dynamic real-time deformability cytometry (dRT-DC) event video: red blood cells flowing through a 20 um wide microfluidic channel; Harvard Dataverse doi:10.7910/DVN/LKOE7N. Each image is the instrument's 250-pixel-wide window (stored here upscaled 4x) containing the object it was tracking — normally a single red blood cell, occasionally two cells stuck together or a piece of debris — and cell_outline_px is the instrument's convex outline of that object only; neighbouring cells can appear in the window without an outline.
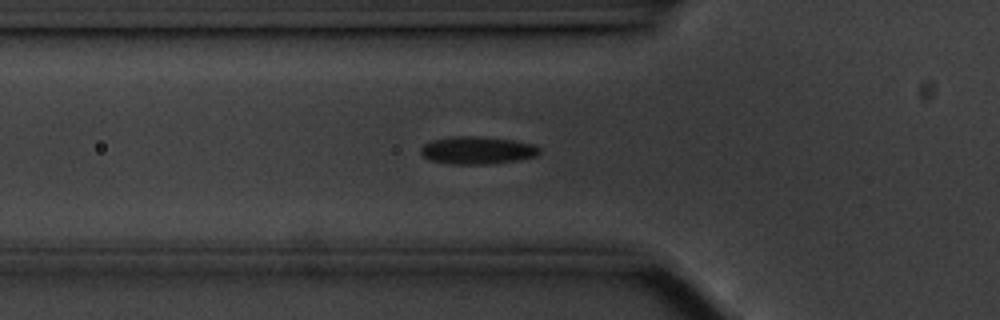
{"species": "common noctule bat (a hibernating species)", "species_latin": "Nyctalus noctula", "temperature_condition": "cold", "stored_images_in_passage": 42, "segment_of_instrument_passage": [1, 2], "camera_frame_rate_fps": 3000, "um_per_image_px": 0.085, "animal": {"sex": "male", "body_mass_g": 20.1, "forearm_length_mm": 53.5}, "frame": {"image": 1, "passage_image": 3, "time_ms": 0.667, "image_size_px": [1000, 320], "cell_outline_px": [[540, 152], [536, 156], [516, 160], [484, 164], [448, 164], [428, 160], [420, 152], [420, 148], [424, 144], [432, 140], [452, 136], [484, 136], [512, 140], [536, 144], [540, 148]], "centroid_in_image_um": [40.55, 12.76], "position_along_channel_um": 85.2, "area_um2": 19.25}}
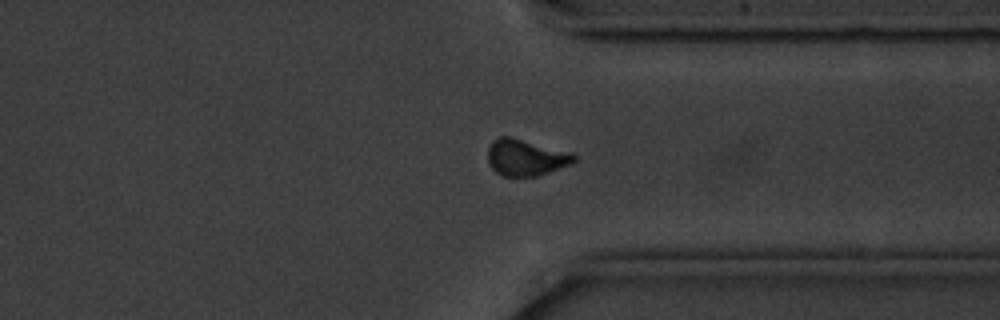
{"frame": {"image": 2, "passage_image": 27, "time_ms": 8.667, "image_size_px": [1000, 320], "cell_outline_px": [[576, 160], [572, 164], [536, 176], [504, 176], [496, 172], [488, 164], [488, 148], [492, 140], [500, 136], [508, 136], [572, 152], [576, 156]], "centroid_in_image_um": [44.69, 13.38], "position_along_channel_um": 366.7, "area_um2": 18.32}}
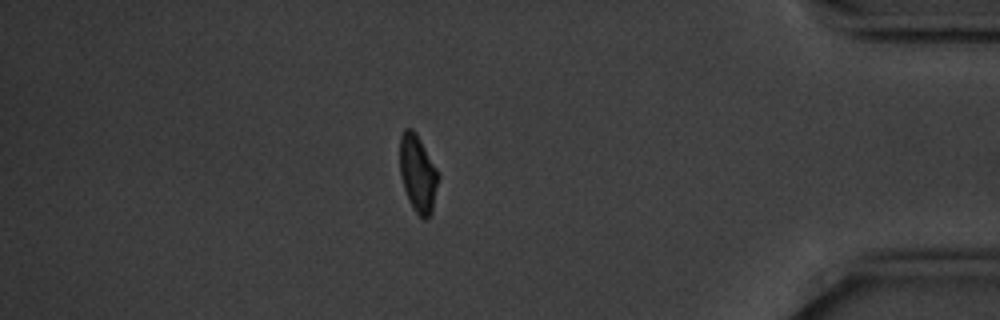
{"frame": {"image": 3, "passage_image": 33, "time_ms": 10.667, "image_size_px": [1000, 320], "cell_outline_px": [[440, 176], [432, 212], [428, 220], [424, 220], [416, 212], [408, 200], [400, 176], [400, 136], [404, 128], [412, 128], [416, 132], [436, 168]], "centroid_in_image_um": [35.52, 14.76], "position_along_channel_um": 399.7, "area_um2": 17.46}}